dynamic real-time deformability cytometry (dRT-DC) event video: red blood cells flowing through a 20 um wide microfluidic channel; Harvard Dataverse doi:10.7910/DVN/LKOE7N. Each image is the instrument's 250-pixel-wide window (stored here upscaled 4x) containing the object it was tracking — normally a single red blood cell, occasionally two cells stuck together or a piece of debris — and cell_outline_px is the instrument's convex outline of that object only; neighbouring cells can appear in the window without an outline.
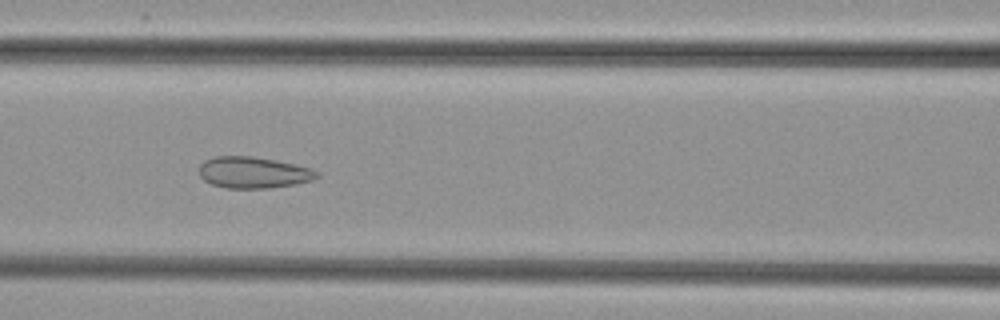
{"species": "common noctule bat (a hibernating species)", "species_latin": "Nyctalus noctula", "temperature_condition": "cold", "stored_images_in_passage": 45, "camera_frame_rate_fps": 3000, "um_per_image_px": 0.085, "animal": {"sex": "female", "body_mass_g": 29.2, "forearm_length_mm": 56.3}, "frame": {"image": 1, "passage_image": 16, "time_ms": 5.0, "image_size_px": [1000, 320], "cell_outline_px": [[320, 176], [312, 180], [296, 184], [268, 188], [224, 188], [212, 184], [204, 180], [200, 176], [200, 164], [204, 160], [216, 156], [252, 156], [276, 160], [296, 164], [312, 168], [320, 172]], "centroid_in_image_um": [21.57, 14.66], "position_along_channel_um": 145.0, "area_um2": 21.73}}
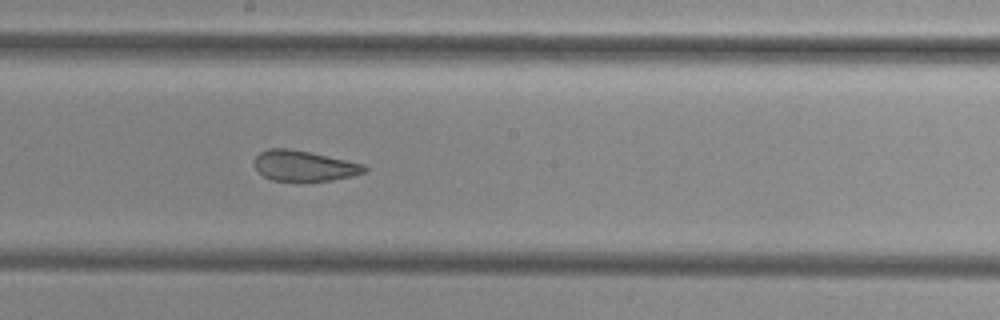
{"frame": {"image": 2, "passage_image": 22, "time_ms": 7.0, "image_size_px": [1000, 320], "cell_outline_px": [[368, 168], [364, 172], [352, 176], [312, 184], [304, 184], [272, 180], [264, 176], [252, 164], [252, 160], [260, 152], [268, 148], [288, 148], [308, 152], [364, 164]], "centroid_in_image_um": [25.81, 14.15], "position_along_channel_um": 222.4, "area_um2": 20.29}}
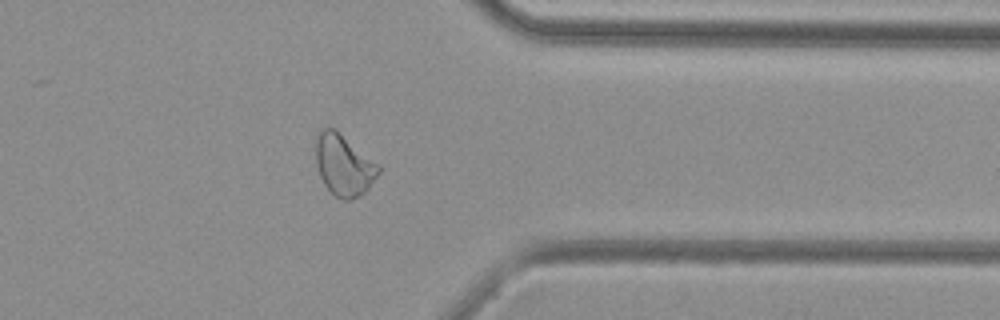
{"frame": {"image": 3, "passage_image": 35, "time_ms": 11.333, "image_size_px": [1000, 320], "cell_outline_px": [[380, 172], [368, 188], [364, 192], [352, 200], [344, 200], [336, 196], [324, 184], [320, 176], [316, 164], [316, 136], [324, 128], [336, 128], [380, 164]], "centroid_in_image_um": [29.24, 14.0], "position_along_channel_um": 382.2, "area_um2": 22.54}}